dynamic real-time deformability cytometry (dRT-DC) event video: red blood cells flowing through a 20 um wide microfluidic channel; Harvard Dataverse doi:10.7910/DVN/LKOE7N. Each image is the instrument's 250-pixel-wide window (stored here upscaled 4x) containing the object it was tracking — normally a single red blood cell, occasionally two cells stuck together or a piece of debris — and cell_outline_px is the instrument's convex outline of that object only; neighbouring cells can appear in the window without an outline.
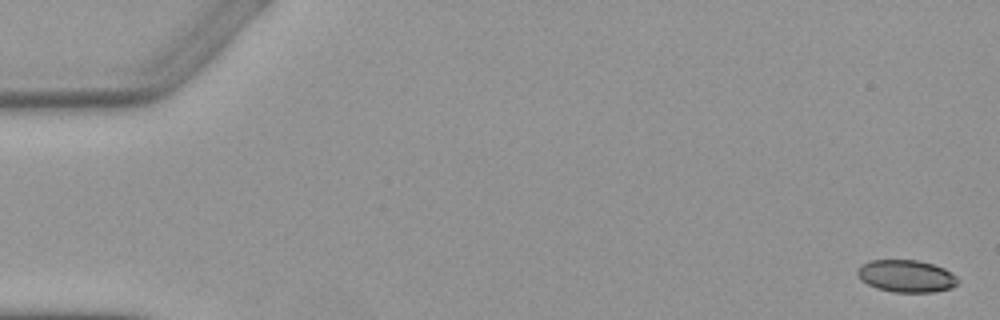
{"species": "Egyptian fruit bat (a non-hibernating species)", "species_latin": "Rousettus aegyptiacus", "temperature_condition": "warm", "stored_images_in_passage": 5, "camera_frame_rate_fps": 3000, "um_per_image_px": 0.085, "animal": {"sex": "female"}, "frame": {"image": 1, "passage_image": 1, "time_ms": 0.0, "image_size_px": [1000, 320], "cell_outline_px": [[960, 280], [952, 288], [932, 292], [896, 292], [876, 288], [860, 280], [856, 272], [868, 260], [916, 260], [932, 264], [944, 268], [952, 272]], "centroid_in_image_um": [77.05, 23.47], "position_along_channel_um": 7.9, "area_um2": 18.84}}
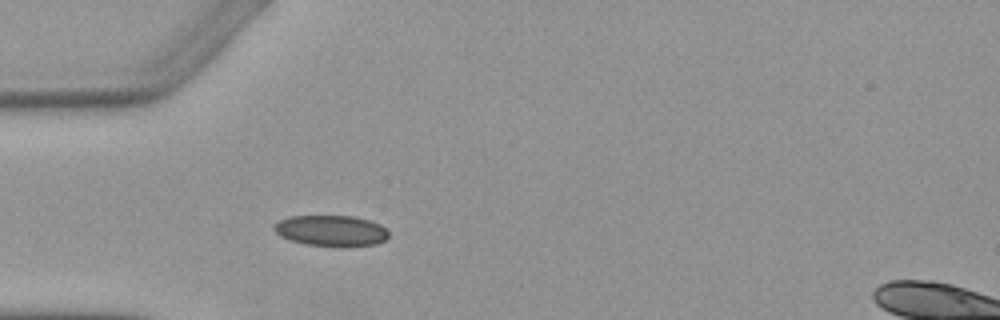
{"frame": {"image": 2, "passage_image": 5, "time_ms": 5.0, "image_size_px": [1000, 320], "cell_outline_px": [[388, 236], [384, 240], [376, 244], [308, 244], [292, 240], [280, 236], [272, 228], [280, 220], [292, 216], [352, 216], [372, 220], [380, 224], [388, 232]], "centroid_in_image_um": [28.14, 19.56], "position_along_channel_um": 56.9, "area_um2": 19.77}}